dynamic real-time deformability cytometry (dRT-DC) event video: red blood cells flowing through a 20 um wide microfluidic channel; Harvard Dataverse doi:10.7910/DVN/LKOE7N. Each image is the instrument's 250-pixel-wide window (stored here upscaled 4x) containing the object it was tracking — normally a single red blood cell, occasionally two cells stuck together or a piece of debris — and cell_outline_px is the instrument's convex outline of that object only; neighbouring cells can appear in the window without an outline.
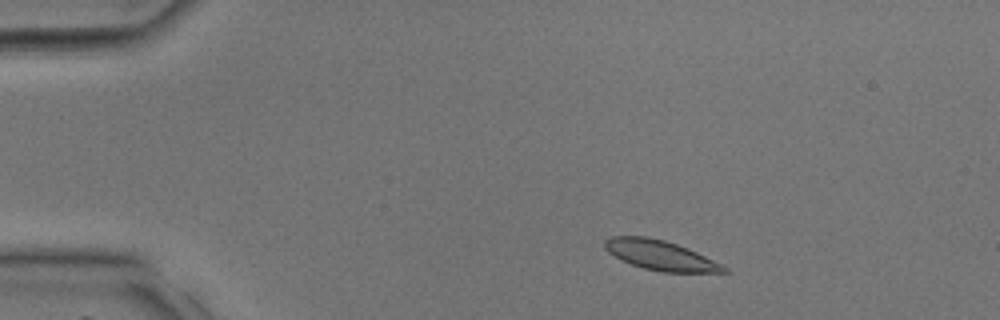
{"species": "common noctule bat (a hibernating species)", "species_latin": "Nyctalus noctula", "temperature_condition": "room temperature", "stored_images_in_passage": 8, "camera_frame_rate_fps": 3000, "um_per_image_px": 0.085, "animal": {"sex": "male", "body_mass_g": 17.9, "forearm_length_mm": 54.2}, "frame": {"image": 1, "passage_image": 4, "time_ms": 1.0, "image_size_px": [1000, 320], "cell_outline_px": [[728, 272], [664, 272], [644, 268], [620, 260], [608, 252], [604, 248], [604, 240], [612, 236], [648, 236], [664, 240], [688, 248], [724, 264], [728, 268]], "centroid_in_image_um": [56.14, 21.69], "position_along_channel_um": 28.9, "area_um2": 20.75}}